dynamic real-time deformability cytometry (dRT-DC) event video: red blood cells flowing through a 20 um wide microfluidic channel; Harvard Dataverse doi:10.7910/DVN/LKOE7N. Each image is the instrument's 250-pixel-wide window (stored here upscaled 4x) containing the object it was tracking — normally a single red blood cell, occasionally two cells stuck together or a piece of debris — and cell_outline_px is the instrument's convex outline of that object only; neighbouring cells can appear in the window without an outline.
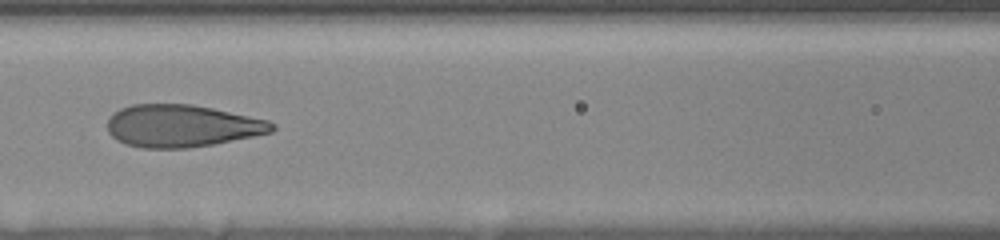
{"species": "human", "species_latin": "Homo sapiens", "temperature_condition": "room temperature", "stored_images_in_passage": 46, "camera_frame_rate_fps": 3000, "um_per_image_px": 0.085, "donor": {"sex": "female"}, "frame": {"image": 1, "passage_image": 24, "time_ms": 8.333, "image_size_px": [1000, 240], "cell_outline_px": [[276, 128], [272, 132], [212, 144], [188, 148], [140, 148], [124, 144], [116, 140], [108, 132], [108, 120], [112, 112], [120, 108], [132, 104], [192, 104], [212, 108], [268, 120], [276, 124]], "centroid_in_image_um": [15.42, 10.7], "position_along_channel_um": 151.2, "area_um2": 40.69}}
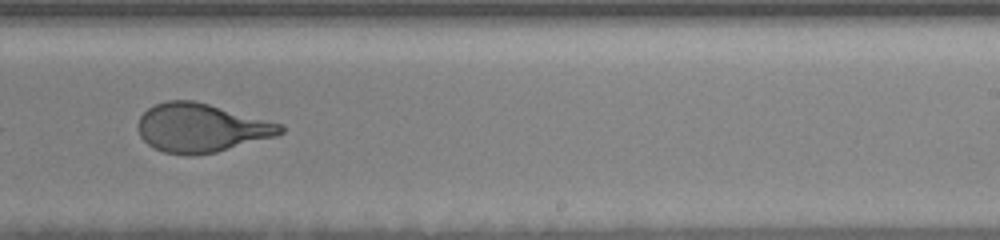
{"frame": {"image": 2, "passage_image": 35, "time_ms": 11.667, "image_size_px": [1000, 240], "cell_outline_px": [[284, 132], [276, 136], [216, 152], [192, 156], [184, 156], [164, 152], [148, 144], [140, 136], [136, 128], [136, 124], [140, 116], [148, 108], [156, 104], [168, 100], [196, 100], [284, 124]], "centroid_in_image_um": [17.1, 10.86], "position_along_channel_um": 271.9, "area_um2": 40.81}}
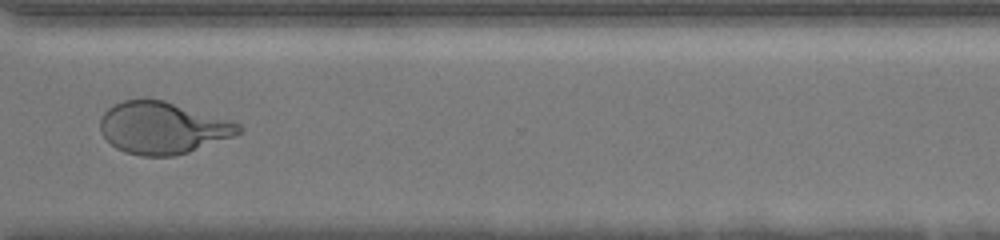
{"frame": {"image": 3, "passage_image": 41, "time_ms": 14.0, "image_size_px": [1000, 240], "cell_outline_px": [[244, 128], [236, 136], [188, 152], [172, 156], [140, 156], [124, 152], [116, 148], [100, 132], [100, 120], [104, 112], [108, 108], [124, 100], [164, 100], [232, 120], [240, 124]], "centroid_in_image_um": [13.86, 10.88], "position_along_channel_um": 356.7, "area_um2": 41.91}, "authors_computed_cell_mechanics": {"area_um2": 44.0147, "velocity_mm_per_s": 3.6334, "shape_relaxation_time_tau1_ms": 4.2434, "shape_relaxation_time_tau2_ms": 0.8419, "deformation_change_tau1": 0.2181, "deformation_change_tau2": 0.0855}}